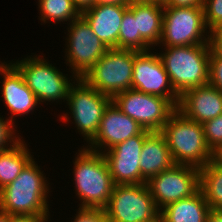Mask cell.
<instances>
[{
  "mask_svg": "<svg viewBox=\"0 0 222 222\" xmlns=\"http://www.w3.org/2000/svg\"><path fill=\"white\" fill-rule=\"evenodd\" d=\"M40 169L32 159L13 182L0 190V210L9 215H50L49 183Z\"/></svg>",
  "mask_w": 222,
  "mask_h": 222,
  "instance_id": "obj_1",
  "label": "cell"
},
{
  "mask_svg": "<svg viewBox=\"0 0 222 222\" xmlns=\"http://www.w3.org/2000/svg\"><path fill=\"white\" fill-rule=\"evenodd\" d=\"M166 139L175 164L202 168L213 160L204 138L203 124L187 118L176 109L160 131Z\"/></svg>",
  "mask_w": 222,
  "mask_h": 222,
  "instance_id": "obj_2",
  "label": "cell"
},
{
  "mask_svg": "<svg viewBox=\"0 0 222 222\" xmlns=\"http://www.w3.org/2000/svg\"><path fill=\"white\" fill-rule=\"evenodd\" d=\"M74 180L80 207L105 208L114 183L103 153L83 147L73 161Z\"/></svg>",
  "mask_w": 222,
  "mask_h": 222,
  "instance_id": "obj_3",
  "label": "cell"
},
{
  "mask_svg": "<svg viewBox=\"0 0 222 222\" xmlns=\"http://www.w3.org/2000/svg\"><path fill=\"white\" fill-rule=\"evenodd\" d=\"M158 53L174 90L181 96L186 90L208 84L210 44L165 47Z\"/></svg>",
  "mask_w": 222,
  "mask_h": 222,
  "instance_id": "obj_4",
  "label": "cell"
},
{
  "mask_svg": "<svg viewBox=\"0 0 222 222\" xmlns=\"http://www.w3.org/2000/svg\"><path fill=\"white\" fill-rule=\"evenodd\" d=\"M134 50L109 48L81 79L98 92L113 98L132 89Z\"/></svg>",
  "mask_w": 222,
  "mask_h": 222,
  "instance_id": "obj_5",
  "label": "cell"
},
{
  "mask_svg": "<svg viewBox=\"0 0 222 222\" xmlns=\"http://www.w3.org/2000/svg\"><path fill=\"white\" fill-rule=\"evenodd\" d=\"M209 33L204 21L203 6L164 7L160 46L210 44Z\"/></svg>",
  "mask_w": 222,
  "mask_h": 222,
  "instance_id": "obj_6",
  "label": "cell"
},
{
  "mask_svg": "<svg viewBox=\"0 0 222 222\" xmlns=\"http://www.w3.org/2000/svg\"><path fill=\"white\" fill-rule=\"evenodd\" d=\"M109 222H157V208L146 183L114 185L104 208Z\"/></svg>",
  "mask_w": 222,
  "mask_h": 222,
  "instance_id": "obj_7",
  "label": "cell"
},
{
  "mask_svg": "<svg viewBox=\"0 0 222 222\" xmlns=\"http://www.w3.org/2000/svg\"><path fill=\"white\" fill-rule=\"evenodd\" d=\"M41 57L31 55L12 64L22 74L25 83L35 94L39 104L45 101H67L70 87L78 78L69 79L52 63L47 62V59Z\"/></svg>",
  "mask_w": 222,
  "mask_h": 222,
  "instance_id": "obj_8",
  "label": "cell"
},
{
  "mask_svg": "<svg viewBox=\"0 0 222 222\" xmlns=\"http://www.w3.org/2000/svg\"><path fill=\"white\" fill-rule=\"evenodd\" d=\"M111 101V97L89 87L81 78L70 87L66 102L70 117L87 143L97 134L103 113Z\"/></svg>",
  "mask_w": 222,
  "mask_h": 222,
  "instance_id": "obj_9",
  "label": "cell"
},
{
  "mask_svg": "<svg viewBox=\"0 0 222 222\" xmlns=\"http://www.w3.org/2000/svg\"><path fill=\"white\" fill-rule=\"evenodd\" d=\"M69 25L65 60L70 65L72 77L81 78L109 48L94 34L81 15Z\"/></svg>",
  "mask_w": 222,
  "mask_h": 222,
  "instance_id": "obj_10",
  "label": "cell"
},
{
  "mask_svg": "<svg viewBox=\"0 0 222 222\" xmlns=\"http://www.w3.org/2000/svg\"><path fill=\"white\" fill-rule=\"evenodd\" d=\"M112 101L124 114L149 131H161L170 115L177 109L166 98L134 89L118 93Z\"/></svg>",
  "mask_w": 222,
  "mask_h": 222,
  "instance_id": "obj_11",
  "label": "cell"
},
{
  "mask_svg": "<svg viewBox=\"0 0 222 222\" xmlns=\"http://www.w3.org/2000/svg\"><path fill=\"white\" fill-rule=\"evenodd\" d=\"M159 210L169 203L190 197L199 190L200 169L174 164L146 182Z\"/></svg>",
  "mask_w": 222,
  "mask_h": 222,
  "instance_id": "obj_12",
  "label": "cell"
},
{
  "mask_svg": "<svg viewBox=\"0 0 222 222\" xmlns=\"http://www.w3.org/2000/svg\"><path fill=\"white\" fill-rule=\"evenodd\" d=\"M132 89L168 99L178 108L180 95L174 90L159 54L134 50Z\"/></svg>",
  "mask_w": 222,
  "mask_h": 222,
  "instance_id": "obj_13",
  "label": "cell"
},
{
  "mask_svg": "<svg viewBox=\"0 0 222 222\" xmlns=\"http://www.w3.org/2000/svg\"><path fill=\"white\" fill-rule=\"evenodd\" d=\"M150 132L144 129L140 134L103 152L114 185L141 184L140 154Z\"/></svg>",
  "mask_w": 222,
  "mask_h": 222,
  "instance_id": "obj_14",
  "label": "cell"
},
{
  "mask_svg": "<svg viewBox=\"0 0 222 222\" xmlns=\"http://www.w3.org/2000/svg\"><path fill=\"white\" fill-rule=\"evenodd\" d=\"M143 130L137 121L124 114L111 101L103 113L97 134L88 143L89 146L85 147L103 153L118 143L140 134Z\"/></svg>",
  "mask_w": 222,
  "mask_h": 222,
  "instance_id": "obj_15",
  "label": "cell"
},
{
  "mask_svg": "<svg viewBox=\"0 0 222 222\" xmlns=\"http://www.w3.org/2000/svg\"><path fill=\"white\" fill-rule=\"evenodd\" d=\"M0 75H3L2 98L11 113L9 120L14 123L16 115H28L30 111L35 110L39 102L12 61L8 64L0 62Z\"/></svg>",
  "mask_w": 222,
  "mask_h": 222,
  "instance_id": "obj_16",
  "label": "cell"
},
{
  "mask_svg": "<svg viewBox=\"0 0 222 222\" xmlns=\"http://www.w3.org/2000/svg\"><path fill=\"white\" fill-rule=\"evenodd\" d=\"M177 109L187 118L203 124L222 114V92L209 83L188 89L180 96Z\"/></svg>",
  "mask_w": 222,
  "mask_h": 222,
  "instance_id": "obj_17",
  "label": "cell"
},
{
  "mask_svg": "<svg viewBox=\"0 0 222 222\" xmlns=\"http://www.w3.org/2000/svg\"><path fill=\"white\" fill-rule=\"evenodd\" d=\"M128 4H97L81 12L94 34L108 47L119 49V31Z\"/></svg>",
  "mask_w": 222,
  "mask_h": 222,
  "instance_id": "obj_18",
  "label": "cell"
},
{
  "mask_svg": "<svg viewBox=\"0 0 222 222\" xmlns=\"http://www.w3.org/2000/svg\"><path fill=\"white\" fill-rule=\"evenodd\" d=\"M139 163L141 184L175 164L166 139L160 131H151L146 136Z\"/></svg>",
  "mask_w": 222,
  "mask_h": 222,
  "instance_id": "obj_19",
  "label": "cell"
},
{
  "mask_svg": "<svg viewBox=\"0 0 222 222\" xmlns=\"http://www.w3.org/2000/svg\"><path fill=\"white\" fill-rule=\"evenodd\" d=\"M211 208L199 189L190 197L169 203L160 210L162 222H207Z\"/></svg>",
  "mask_w": 222,
  "mask_h": 222,
  "instance_id": "obj_20",
  "label": "cell"
},
{
  "mask_svg": "<svg viewBox=\"0 0 222 222\" xmlns=\"http://www.w3.org/2000/svg\"><path fill=\"white\" fill-rule=\"evenodd\" d=\"M164 6L157 3L133 2L137 31L152 47L159 45L162 34Z\"/></svg>",
  "mask_w": 222,
  "mask_h": 222,
  "instance_id": "obj_21",
  "label": "cell"
},
{
  "mask_svg": "<svg viewBox=\"0 0 222 222\" xmlns=\"http://www.w3.org/2000/svg\"><path fill=\"white\" fill-rule=\"evenodd\" d=\"M22 139L13 147L0 152V190L13 182L33 159Z\"/></svg>",
  "mask_w": 222,
  "mask_h": 222,
  "instance_id": "obj_22",
  "label": "cell"
},
{
  "mask_svg": "<svg viewBox=\"0 0 222 222\" xmlns=\"http://www.w3.org/2000/svg\"><path fill=\"white\" fill-rule=\"evenodd\" d=\"M211 209L222 210V168L213 161L200 168V186Z\"/></svg>",
  "mask_w": 222,
  "mask_h": 222,
  "instance_id": "obj_23",
  "label": "cell"
},
{
  "mask_svg": "<svg viewBox=\"0 0 222 222\" xmlns=\"http://www.w3.org/2000/svg\"><path fill=\"white\" fill-rule=\"evenodd\" d=\"M151 48L137 31L136 20L133 15V2H130L122 18L119 31V49L145 52L151 50Z\"/></svg>",
  "mask_w": 222,
  "mask_h": 222,
  "instance_id": "obj_24",
  "label": "cell"
},
{
  "mask_svg": "<svg viewBox=\"0 0 222 222\" xmlns=\"http://www.w3.org/2000/svg\"><path fill=\"white\" fill-rule=\"evenodd\" d=\"M40 17L43 23L47 20L51 22H71L77 19L81 13L74 6L72 0H38Z\"/></svg>",
  "mask_w": 222,
  "mask_h": 222,
  "instance_id": "obj_25",
  "label": "cell"
},
{
  "mask_svg": "<svg viewBox=\"0 0 222 222\" xmlns=\"http://www.w3.org/2000/svg\"><path fill=\"white\" fill-rule=\"evenodd\" d=\"M204 138L207 146L214 152L222 146V114L203 123Z\"/></svg>",
  "mask_w": 222,
  "mask_h": 222,
  "instance_id": "obj_26",
  "label": "cell"
},
{
  "mask_svg": "<svg viewBox=\"0 0 222 222\" xmlns=\"http://www.w3.org/2000/svg\"><path fill=\"white\" fill-rule=\"evenodd\" d=\"M203 9H204V21L209 32L221 28L222 0H203Z\"/></svg>",
  "mask_w": 222,
  "mask_h": 222,
  "instance_id": "obj_27",
  "label": "cell"
},
{
  "mask_svg": "<svg viewBox=\"0 0 222 222\" xmlns=\"http://www.w3.org/2000/svg\"><path fill=\"white\" fill-rule=\"evenodd\" d=\"M14 127V123L9 119L4 120V118L0 117V152L8 150L22 139V137L15 135L16 130Z\"/></svg>",
  "mask_w": 222,
  "mask_h": 222,
  "instance_id": "obj_28",
  "label": "cell"
},
{
  "mask_svg": "<svg viewBox=\"0 0 222 222\" xmlns=\"http://www.w3.org/2000/svg\"><path fill=\"white\" fill-rule=\"evenodd\" d=\"M77 211L71 222H109L103 208L79 207Z\"/></svg>",
  "mask_w": 222,
  "mask_h": 222,
  "instance_id": "obj_29",
  "label": "cell"
},
{
  "mask_svg": "<svg viewBox=\"0 0 222 222\" xmlns=\"http://www.w3.org/2000/svg\"><path fill=\"white\" fill-rule=\"evenodd\" d=\"M208 83L222 92V59L213 51H211L209 59Z\"/></svg>",
  "mask_w": 222,
  "mask_h": 222,
  "instance_id": "obj_30",
  "label": "cell"
},
{
  "mask_svg": "<svg viewBox=\"0 0 222 222\" xmlns=\"http://www.w3.org/2000/svg\"><path fill=\"white\" fill-rule=\"evenodd\" d=\"M210 45L212 51L222 59V27L210 32Z\"/></svg>",
  "mask_w": 222,
  "mask_h": 222,
  "instance_id": "obj_31",
  "label": "cell"
},
{
  "mask_svg": "<svg viewBox=\"0 0 222 222\" xmlns=\"http://www.w3.org/2000/svg\"><path fill=\"white\" fill-rule=\"evenodd\" d=\"M164 7H193L203 6V0H168Z\"/></svg>",
  "mask_w": 222,
  "mask_h": 222,
  "instance_id": "obj_32",
  "label": "cell"
},
{
  "mask_svg": "<svg viewBox=\"0 0 222 222\" xmlns=\"http://www.w3.org/2000/svg\"><path fill=\"white\" fill-rule=\"evenodd\" d=\"M49 216L10 215L9 222H48Z\"/></svg>",
  "mask_w": 222,
  "mask_h": 222,
  "instance_id": "obj_33",
  "label": "cell"
},
{
  "mask_svg": "<svg viewBox=\"0 0 222 222\" xmlns=\"http://www.w3.org/2000/svg\"><path fill=\"white\" fill-rule=\"evenodd\" d=\"M72 2L80 13L94 5V0H72Z\"/></svg>",
  "mask_w": 222,
  "mask_h": 222,
  "instance_id": "obj_34",
  "label": "cell"
},
{
  "mask_svg": "<svg viewBox=\"0 0 222 222\" xmlns=\"http://www.w3.org/2000/svg\"><path fill=\"white\" fill-rule=\"evenodd\" d=\"M207 222H222V210L211 209L207 217Z\"/></svg>",
  "mask_w": 222,
  "mask_h": 222,
  "instance_id": "obj_35",
  "label": "cell"
},
{
  "mask_svg": "<svg viewBox=\"0 0 222 222\" xmlns=\"http://www.w3.org/2000/svg\"><path fill=\"white\" fill-rule=\"evenodd\" d=\"M217 166H219L220 168H222V146H220L219 148H217L214 152H213V160H212Z\"/></svg>",
  "mask_w": 222,
  "mask_h": 222,
  "instance_id": "obj_36",
  "label": "cell"
},
{
  "mask_svg": "<svg viewBox=\"0 0 222 222\" xmlns=\"http://www.w3.org/2000/svg\"><path fill=\"white\" fill-rule=\"evenodd\" d=\"M130 0H94V5L97 4H129Z\"/></svg>",
  "mask_w": 222,
  "mask_h": 222,
  "instance_id": "obj_37",
  "label": "cell"
},
{
  "mask_svg": "<svg viewBox=\"0 0 222 222\" xmlns=\"http://www.w3.org/2000/svg\"><path fill=\"white\" fill-rule=\"evenodd\" d=\"M10 215L0 210V222H9Z\"/></svg>",
  "mask_w": 222,
  "mask_h": 222,
  "instance_id": "obj_38",
  "label": "cell"
},
{
  "mask_svg": "<svg viewBox=\"0 0 222 222\" xmlns=\"http://www.w3.org/2000/svg\"><path fill=\"white\" fill-rule=\"evenodd\" d=\"M168 0H151V3H157L160 5H164Z\"/></svg>",
  "mask_w": 222,
  "mask_h": 222,
  "instance_id": "obj_39",
  "label": "cell"
},
{
  "mask_svg": "<svg viewBox=\"0 0 222 222\" xmlns=\"http://www.w3.org/2000/svg\"><path fill=\"white\" fill-rule=\"evenodd\" d=\"M130 2H149V3H151V0H130Z\"/></svg>",
  "mask_w": 222,
  "mask_h": 222,
  "instance_id": "obj_40",
  "label": "cell"
}]
</instances>
